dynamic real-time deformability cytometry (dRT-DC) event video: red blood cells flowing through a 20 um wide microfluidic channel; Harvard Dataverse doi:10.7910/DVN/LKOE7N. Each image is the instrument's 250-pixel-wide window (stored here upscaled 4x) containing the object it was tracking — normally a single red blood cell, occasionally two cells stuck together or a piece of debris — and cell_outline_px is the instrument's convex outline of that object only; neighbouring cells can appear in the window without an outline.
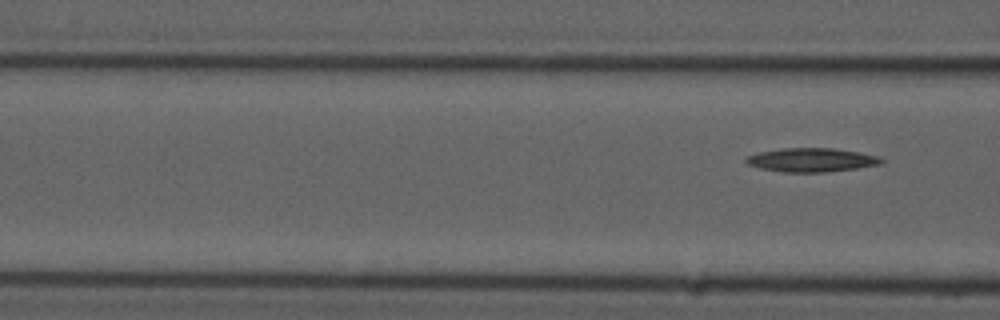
{"species": "common noctule bat (a hibernating species)", "species_latin": "Nyctalus noctula", "temperature_condition": "cold", "stored_images_in_passage": 3, "segment_of_instrument_passage": [2, 2], "camera_frame_rate_fps": 3000, "um_per_image_px": 0.085, "animal": {"sex": "male", "forearm_length_mm": 52.5}, "frame": {"image": 1, "passage_image": 3, "time_ms": 3.333, "image_size_px": [1000, 320], "cell_outline_px": [[884, 160], [880, 164], [856, 168], [824, 172], [784, 172], [760, 168], [748, 164], [744, 160], [748, 156], [760, 152], [784, 148], [832, 148], [860, 152], [880, 156]], "centroid_in_image_um": [69.0, 13.59], "position_along_channel_um": 97.6, "area_um2": 18.61}}